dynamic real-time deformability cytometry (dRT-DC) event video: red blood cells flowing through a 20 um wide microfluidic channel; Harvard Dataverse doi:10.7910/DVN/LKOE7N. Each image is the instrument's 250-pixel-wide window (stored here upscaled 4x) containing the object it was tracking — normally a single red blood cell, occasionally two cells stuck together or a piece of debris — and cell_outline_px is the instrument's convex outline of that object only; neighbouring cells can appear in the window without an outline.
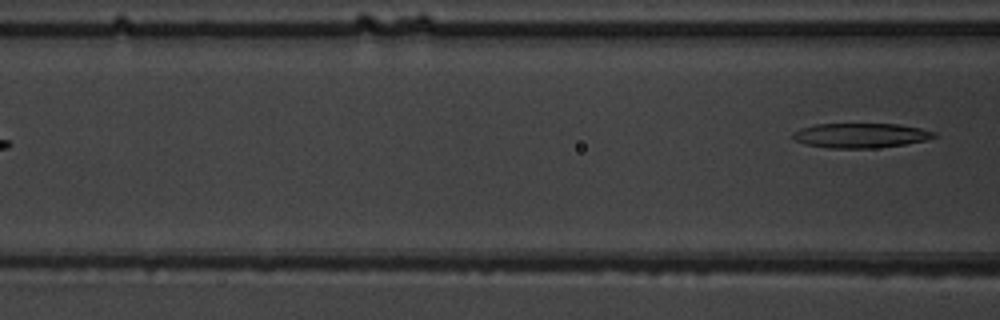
{"species": "common noctule bat (a hibernating species)", "species_latin": "Nyctalus noctula", "temperature_condition": "warm", "stored_images_in_passage": 5, "camera_frame_rate_fps": 3000, "um_per_image_px": 0.085, "animal": {"sex": "male", "body_mass_g": 19.5, "forearm_length_mm": 54.6}, "frame": {"image": 1, "passage_image": 5, "time_ms": 4.667, "image_size_px": [1000, 320], "cell_outline_px": [[936, 136], [924, 140], [904, 144], [876, 148], [828, 148], [808, 144], [796, 140], [792, 136], [792, 132], [800, 128], [816, 124], [896, 124], [920, 128], [936, 132]], "centroid_in_image_um": [73.14, 11.51], "position_along_channel_um": 93.5, "area_um2": 20.11}}